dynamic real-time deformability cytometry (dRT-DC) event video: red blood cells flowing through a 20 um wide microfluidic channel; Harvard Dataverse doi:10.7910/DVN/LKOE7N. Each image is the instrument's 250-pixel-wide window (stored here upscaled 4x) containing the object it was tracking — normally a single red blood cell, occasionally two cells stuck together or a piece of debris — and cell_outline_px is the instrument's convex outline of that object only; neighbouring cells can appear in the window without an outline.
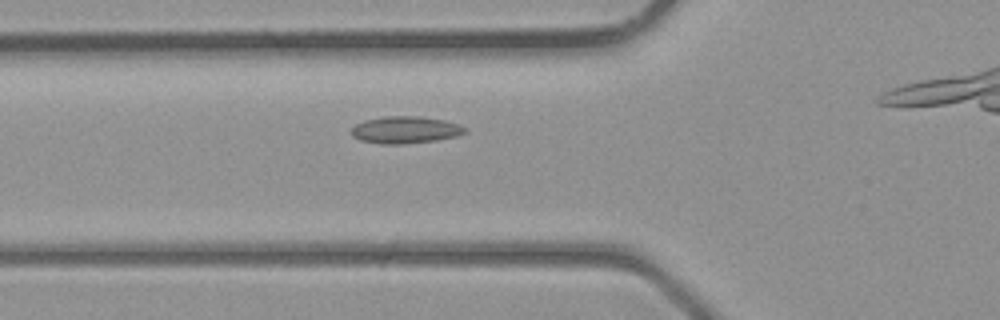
{"species": "common noctule bat (a hibernating species)", "species_latin": "Nyctalus noctula", "temperature_condition": "room temperature", "stored_images_in_passage": 28, "camera_frame_rate_fps": 3000, "um_per_image_px": 0.085, "animal": {"sex": "male", "body_mass_g": 23.1, "forearm_length_mm": 52.7}, "frame": {"image": 1, "passage_image": 9, "time_ms": 2.667, "image_size_px": [1000, 320], "cell_outline_px": [[468, 132], [456, 136], [436, 140], [400, 144], [380, 144], [360, 140], [352, 136], [352, 128], [356, 124], [364, 120], [384, 116], [420, 116], [444, 120], [468, 128]], "centroid_in_image_um": [34.45, 11.03], "position_along_channel_um": 91.3, "area_um2": 17.92}}
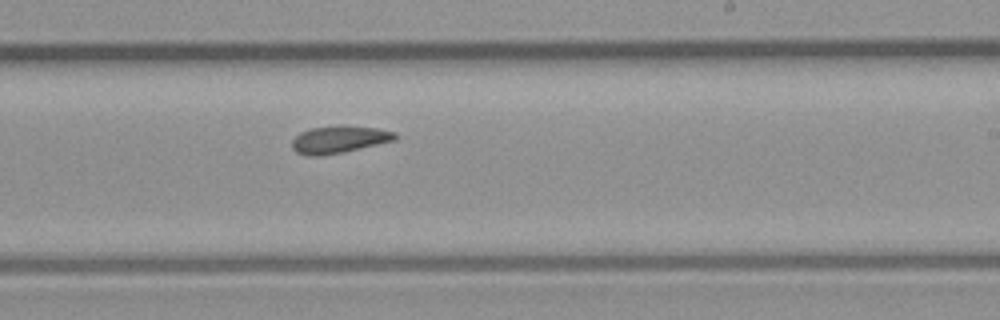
{"frame": {"image": 2, "passage_image": 19, "time_ms": 6.0, "image_size_px": [1000, 320], "cell_outline_px": [[396, 140], [344, 152], [320, 156], [308, 156], [296, 152], [292, 148], [292, 140], [300, 132], [312, 128], [376, 128], [396, 132]], "centroid_in_image_um": [28.8, 11.91], "position_along_channel_um": 260.2, "area_um2": 15.66}}
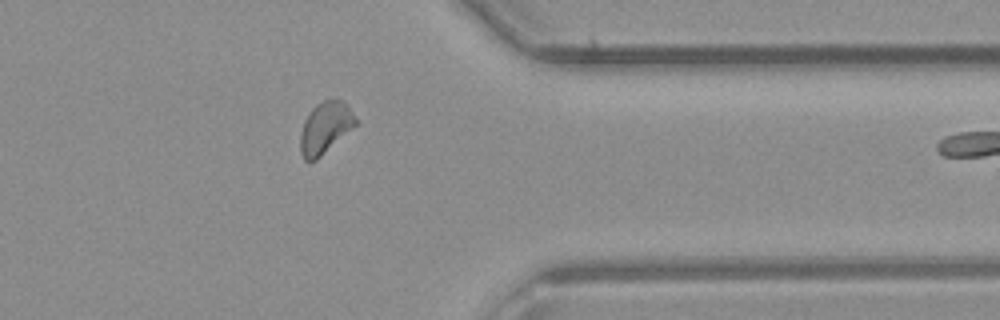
{"frame": {"image": 3, "passage_image": 27, "time_ms": 8.667, "image_size_px": [1000, 320], "cell_outline_px": [[360, 120], [356, 124], [316, 160], [304, 160], [300, 152], [300, 132], [304, 120], [308, 112], [316, 104], [324, 100], [336, 96], [348, 104]], "centroid_in_image_um": [27.66, 10.79], "position_along_channel_um": 383.7, "area_um2": 16.94}}